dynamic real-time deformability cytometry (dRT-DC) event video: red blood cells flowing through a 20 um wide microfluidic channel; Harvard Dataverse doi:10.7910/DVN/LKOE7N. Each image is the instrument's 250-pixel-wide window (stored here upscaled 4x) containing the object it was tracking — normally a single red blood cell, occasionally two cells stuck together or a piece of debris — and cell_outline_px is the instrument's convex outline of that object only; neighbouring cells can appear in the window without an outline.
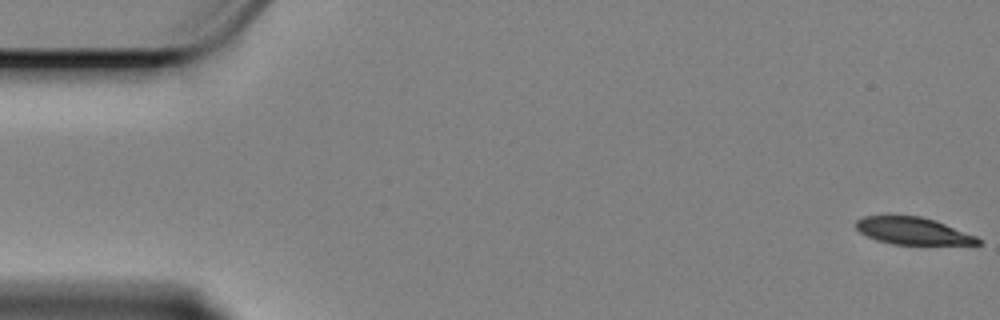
{"species": "Egyptian fruit bat (a non-hibernating species)", "species_latin": "Rousettus aegyptiacus", "temperature_condition": "cold", "stored_images_in_passage": 60, "camera_frame_rate_fps": 3000, "um_per_image_px": 0.085, "animal": {"sex": "female"}, "frame": {"image": 1, "passage_image": 1, "time_ms": 0.0, "image_size_px": [1000, 320], "cell_outline_px": [[980, 244], [892, 244], [876, 240], [860, 232], [856, 228], [856, 220], [864, 216], [920, 216], [936, 220], [976, 236], [980, 240]], "centroid_in_image_um": [77.58, 19.62], "position_along_channel_um": 7.4, "area_um2": 19.07}}
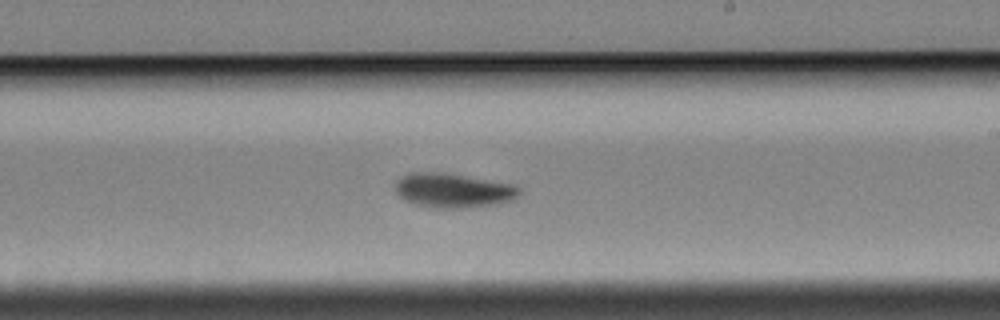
{"frame": {"image": 2, "passage_image": 34, "time_ms": 11.0, "image_size_px": [1000, 320], "cell_outline_px": [[520, 196], [512, 200], [500, 204], [456, 208], [436, 208], [416, 204], [404, 200], [396, 192], [396, 180], [400, 176], [412, 172], [440, 172], [516, 184], [520, 188]], "centroid_in_image_um": [38.55, 16.18], "position_along_channel_um": 250.5, "area_um2": 24.97}}
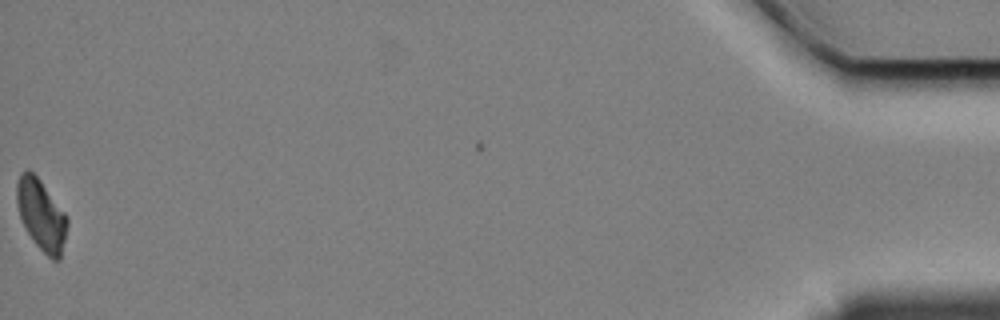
{"frame": {"image": 3, "passage_image": 59, "time_ms": 19.333, "image_size_px": [1000, 320], "cell_outline_px": [[68, 224], [60, 260], [52, 260], [36, 244], [28, 232], [20, 216], [16, 204], [16, 184], [20, 172], [32, 172], [40, 180], [68, 216]], "centroid_in_image_um": [3.52, 18.27], "position_along_channel_um": 431.7, "area_um2": 20.63}, "authors_computed_cell_mechanics": {"area_um2": 22.6576, "velocity_mm_per_s": 3.3629, "shape_relaxation_time_tau1_ms": 5.2704, "shape_relaxation_time_tau2_ms": null, "deformation_change_tau1": 0.147, "deformation_change_tau2": null}}